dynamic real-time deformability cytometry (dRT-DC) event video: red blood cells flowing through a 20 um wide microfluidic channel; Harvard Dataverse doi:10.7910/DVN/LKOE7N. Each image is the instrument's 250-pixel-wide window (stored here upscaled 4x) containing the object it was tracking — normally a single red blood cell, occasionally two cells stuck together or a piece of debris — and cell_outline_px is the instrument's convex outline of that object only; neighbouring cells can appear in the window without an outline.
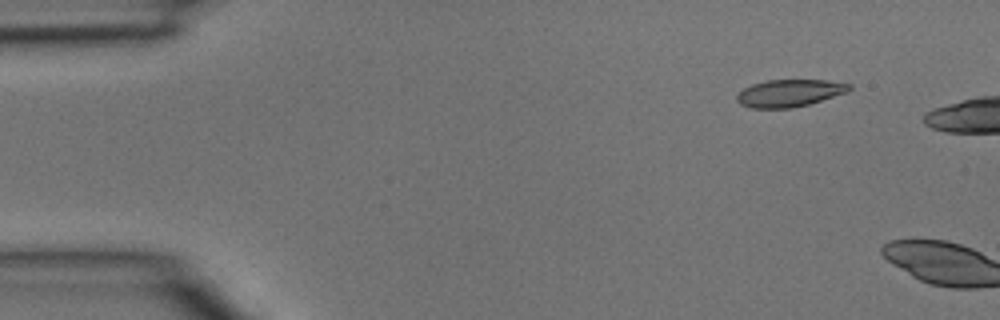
{"species": "common noctule bat (a hibernating species)", "species_latin": "Nyctalus noctula", "temperature_condition": "room temperature", "stored_images_in_passage": 2, "camera_frame_rate_fps": 3000, "um_per_image_px": 0.085, "animal": {"sex": "male", "body_mass_g": 15.6}, "frame": {"image": 1, "passage_image": 1, "time_ms": 0.0, "image_size_px": [1000, 320], "cell_outline_px": [[852, 88], [848, 92], [808, 104], [792, 108], [752, 108], [740, 104], [736, 100], [736, 96], [744, 88], [752, 84], [768, 80], [828, 80], [852, 84]], "centroid_in_image_um": [67.12, 7.91], "position_along_channel_um": 17.9, "area_um2": 17.86}}